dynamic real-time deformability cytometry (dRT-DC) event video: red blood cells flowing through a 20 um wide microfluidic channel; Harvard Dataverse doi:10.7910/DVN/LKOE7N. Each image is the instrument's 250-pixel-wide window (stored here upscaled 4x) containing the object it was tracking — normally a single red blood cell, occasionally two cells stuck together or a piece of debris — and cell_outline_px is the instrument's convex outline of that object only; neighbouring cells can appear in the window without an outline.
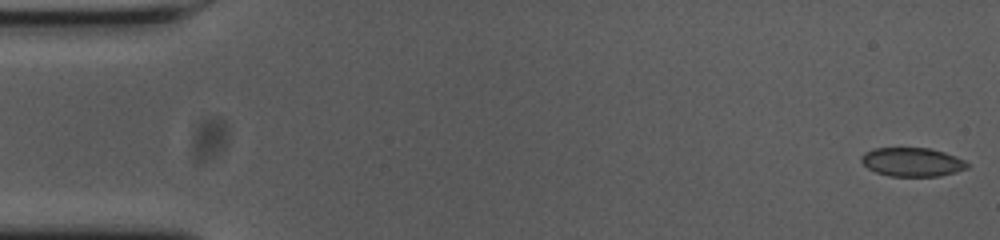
{"species": "common noctule bat (a hibernating species)", "species_latin": "Nyctalus noctula", "temperature_condition": "cold", "stored_images_in_passage": 55, "camera_frame_rate_fps": 3000, "um_per_image_px": 0.085, "animal": {"sex": "female", "body_mass_g": 23.0, "forearm_length_mm": 53.4}, "frame": {"image": 1, "passage_image": 1, "time_ms": 0.0, "image_size_px": [1000, 240], "cell_outline_px": [[968, 168], [956, 172], [940, 176], [888, 176], [876, 172], [868, 168], [860, 160], [860, 156], [864, 152], [876, 148], [928, 148], [944, 152], [956, 156], [964, 160], [968, 164]], "centroid_in_image_um": [77.53, 13.77], "position_along_channel_um": 7.5, "area_um2": 17.8}}
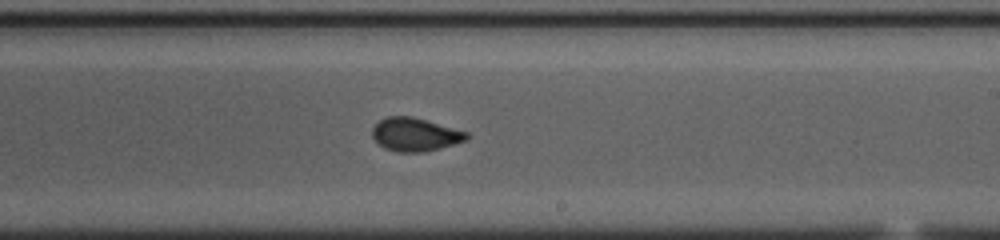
{"frame": {"image": 2, "passage_image": 32, "time_ms": 10.333, "image_size_px": [1000, 240], "cell_outline_px": [[468, 140], [440, 148], [424, 152], [396, 152], [384, 148], [372, 136], [372, 128], [380, 120], [388, 116], [412, 116], [468, 132]], "centroid_in_image_um": [35.29, 11.43], "position_along_channel_um": 253.7, "area_um2": 18.26}}
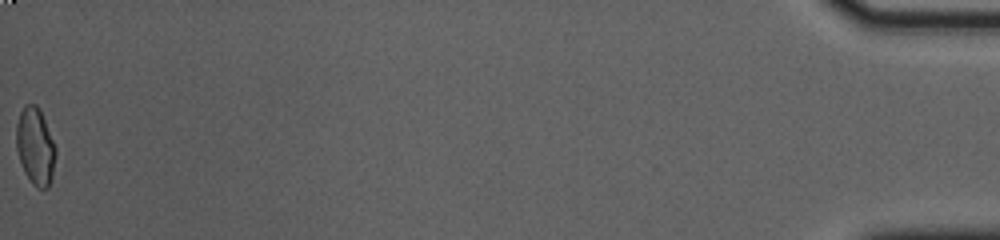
{"frame": {"image": 3, "passage_image": 55, "time_ms": 18.0, "image_size_px": [1000, 240], "cell_outline_px": [[56, 156], [52, 176], [48, 188], [36, 188], [32, 184], [24, 172], [16, 148], [16, 124], [20, 112], [24, 104], [36, 104], [40, 108], [56, 148]], "centroid_in_image_um": [3.0, 12.43], "position_along_channel_um": 432.2, "area_um2": 17.86}, "authors_computed_cell_mechanics": {"area_um2": 17.918, "velocity_mm_per_s": 3.6982, "shape_relaxation_time_tau1_ms": 3.7649, "shape_relaxation_time_tau2_ms": 1.0527, "deformation_change_tau1": 0.1048, "deformation_change_tau2": 0.0421}}